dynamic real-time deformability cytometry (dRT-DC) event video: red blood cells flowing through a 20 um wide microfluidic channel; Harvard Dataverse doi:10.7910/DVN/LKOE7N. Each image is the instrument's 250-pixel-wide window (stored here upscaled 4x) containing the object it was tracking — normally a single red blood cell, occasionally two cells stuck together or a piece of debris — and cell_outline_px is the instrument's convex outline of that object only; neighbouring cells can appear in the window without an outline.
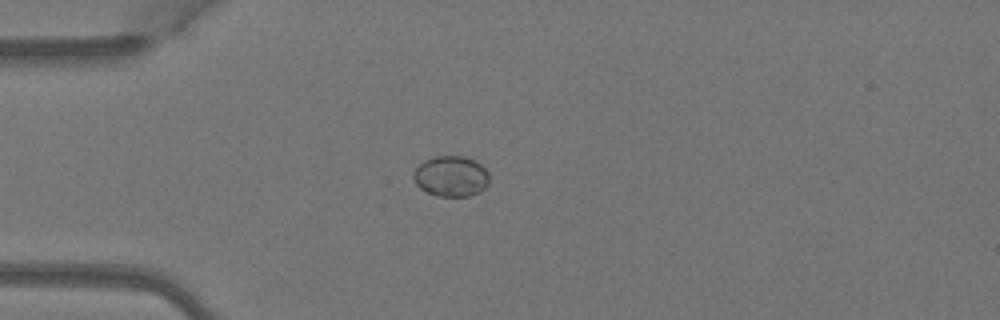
{"species": "Egyptian fruit bat (a non-hibernating species)", "species_latin": "Rousettus aegyptiacus", "temperature_condition": "warm", "stored_images_in_passage": 1, "camera_frame_rate_fps": 3000, "um_per_image_px": 0.085, "animal": {"sex": "female"}, "frame": {"image": 1, "passage_image": 1, "time_ms": 0.0, "image_size_px": [1000, 320], "cell_outline_px": [[488, 184], [480, 192], [468, 196], [436, 196], [420, 188], [416, 184], [412, 176], [412, 172], [424, 160], [436, 156], [464, 156], [476, 160], [488, 172]], "centroid_in_image_um": [38.33, 14.97], "position_along_channel_um": 46.7, "area_um2": 18.03}}